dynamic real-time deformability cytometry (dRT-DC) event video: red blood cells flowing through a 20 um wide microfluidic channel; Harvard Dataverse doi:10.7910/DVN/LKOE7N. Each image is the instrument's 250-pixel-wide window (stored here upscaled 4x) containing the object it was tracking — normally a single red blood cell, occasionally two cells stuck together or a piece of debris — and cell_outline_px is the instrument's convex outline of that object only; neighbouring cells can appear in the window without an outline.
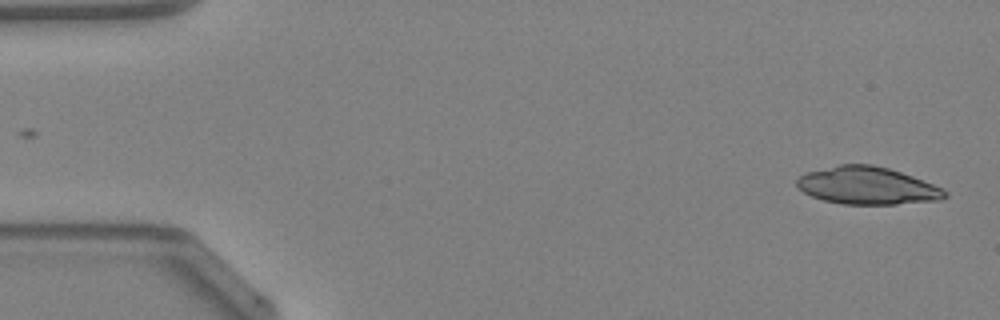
{"species": "Egyptian fruit bat (a non-hibernating species)", "species_latin": "Rousettus aegyptiacus", "temperature_condition": "warm", "stored_images_in_passage": 46, "camera_frame_rate_fps": 3000, "um_per_image_px": 0.085, "animal": {"sex": "female"}, "frame": {"image": 1, "passage_image": 1, "time_ms": 0.0, "image_size_px": [1000, 320], "cell_outline_px": [[948, 196], [940, 200], [896, 204], [844, 204], [824, 200], [812, 196], [804, 192], [796, 184], [796, 180], [800, 176], [808, 172], [840, 164], [872, 164], [888, 168], [912, 176], [932, 184], [948, 192]], "centroid_in_image_um": [73.73, 15.78], "position_along_channel_um": 11.3, "area_um2": 32.02}}
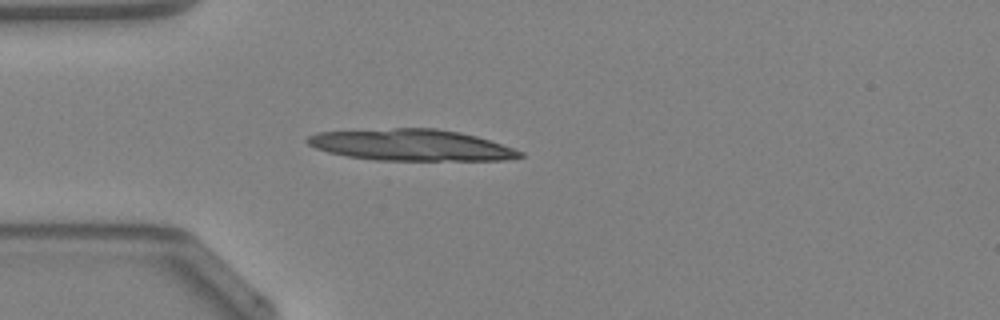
{"frame": {"image": 2, "passage_image": 12, "time_ms": 3.667, "image_size_px": [1000, 320], "cell_outline_px": [[524, 156], [504, 160], [376, 160], [348, 156], [328, 152], [316, 148], [308, 144], [304, 140], [308, 136], [316, 132], [392, 128], [436, 128], [460, 132], [476, 136], [524, 152]], "centroid_in_image_um": [34.92, 12.32], "position_along_channel_um": 50.1, "area_um2": 38.78}}